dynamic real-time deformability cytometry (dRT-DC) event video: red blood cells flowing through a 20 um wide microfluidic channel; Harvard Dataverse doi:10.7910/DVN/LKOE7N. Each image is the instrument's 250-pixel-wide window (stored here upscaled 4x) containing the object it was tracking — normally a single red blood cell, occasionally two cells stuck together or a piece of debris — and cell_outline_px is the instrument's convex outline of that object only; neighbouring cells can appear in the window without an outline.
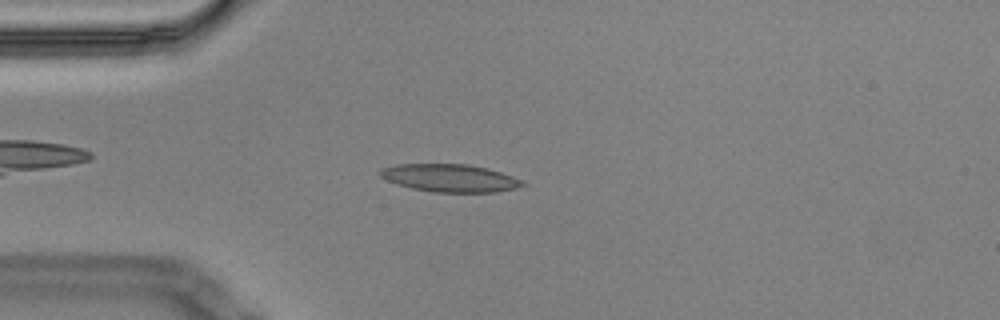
{"species": "Egyptian fruit bat (a non-hibernating species)", "species_latin": "Rousettus aegyptiacus", "temperature_condition": "cold", "stored_images_in_passage": 9, "camera_frame_rate_fps": 3000, "um_per_image_px": 0.085, "animal": {"sex": "male"}, "frame": {"image": 1, "passage_image": 4, "time_ms": 1.0, "image_size_px": [1000, 320], "cell_outline_px": [[528, 184], [516, 188], [496, 192], [432, 192], [412, 188], [396, 184], [380, 176], [380, 168], [396, 164], [468, 164], [488, 168], [524, 180]], "centroid_in_image_um": [38.27, 15.13], "position_along_channel_um": 46.7, "area_um2": 23.12}}
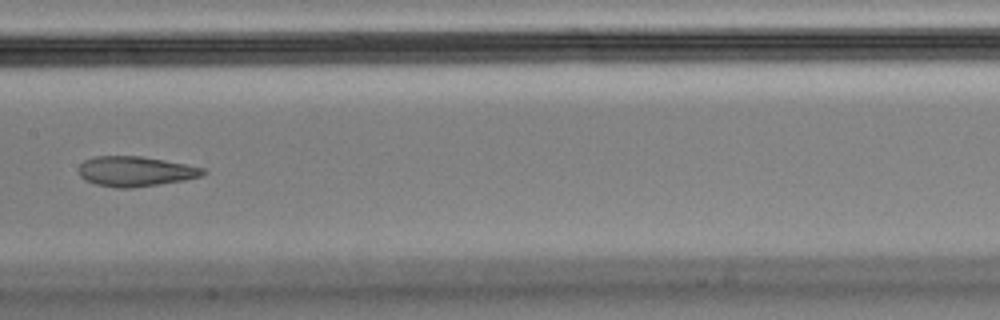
{"frame": {"image": 2, "passage_image": 8, "time_ms": 2.333, "image_size_px": [1000, 320], "cell_outline_px": [[208, 172], [200, 176], [184, 180], [160, 184], [132, 188], [116, 188], [96, 184], [84, 180], [80, 176], [80, 164], [84, 160], [92, 156], [140, 156], [164, 160], [204, 168]], "centroid_in_image_um": [11.49, 14.57], "position_along_channel_um": 195.9, "area_um2": 21.73}}
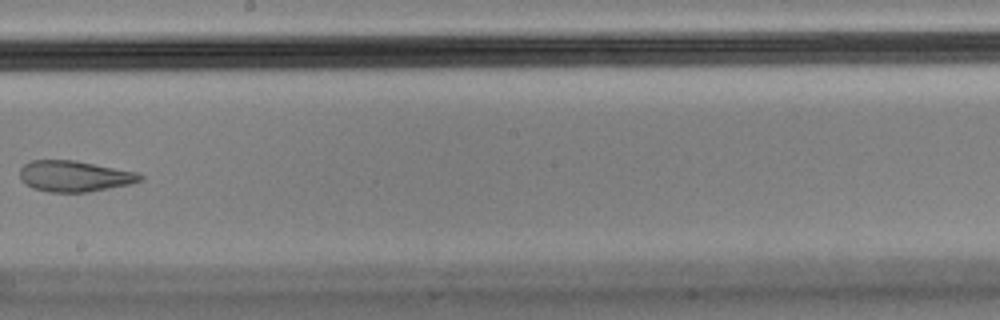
{"frame": {"image": 3, "passage_image": 9, "time_ms": 2.667, "image_size_px": [1000, 320], "cell_outline_px": [[144, 180], [132, 184], [88, 192], [48, 192], [32, 188], [24, 184], [20, 180], [20, 168], [24, 164], [32, 160], [76, 160], [136, 172], [144, 176]], "centroid_in_image_um": [6.33, 14.98], "position_along_channel_um": 241.9, "area_um2": 21.96}}